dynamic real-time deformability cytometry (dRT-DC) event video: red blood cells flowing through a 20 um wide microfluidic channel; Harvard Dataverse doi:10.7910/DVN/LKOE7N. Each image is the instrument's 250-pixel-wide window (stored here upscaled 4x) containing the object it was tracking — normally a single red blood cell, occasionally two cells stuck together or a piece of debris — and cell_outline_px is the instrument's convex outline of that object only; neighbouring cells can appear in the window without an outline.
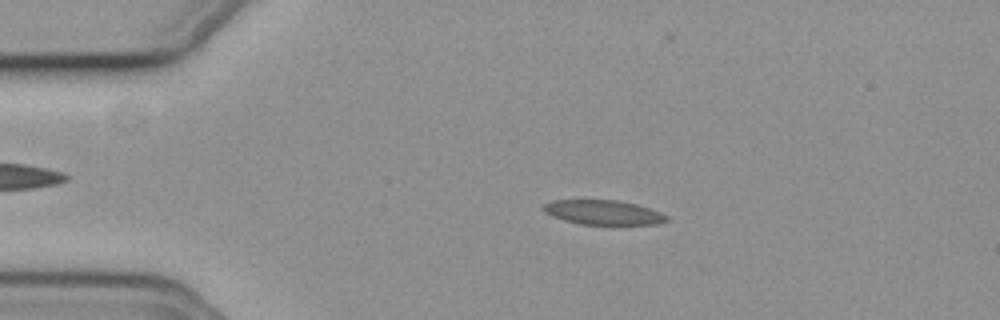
{"species": "common noctule bat (a hibernating species)", "species_latin": "Nyctalus noctula", "temperature_condition": "cold", "stored_images_in_passage": 20, "camera_frame_rate_fps": 3000, "um_per_image_px": 0.085, "animal": {"sex": "female", "body_mass_g": 19.3, "forearm_length_mm": 54.1}, "frame": {"image": 1, "passage_image": 11, "time_ms": 3.333, "image_size_px": [1000, 320], "cell_outline_px": [[668, 220], [656, 224], [580, 224], [564, 220], [552, 216], [544, 212], [540, 208], [544, 204], [552, 200], [616, 200], [636, 204], [660, 212], [668, 216]], "centroid_in_image_um": [51.23, 18.05], "position_along_channel_um": 33.8, "area_um2": 17.51}}
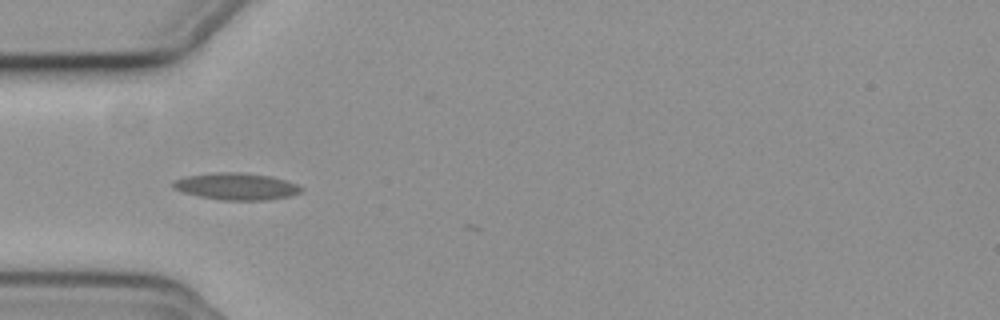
{"frame": {"image": 2, "passage_image": 17, "time_ms": 5.333, "image_size_px": [1000, 320], "cell_outline_px": [[304, 188], [300, 192], [288, 196], [268, 200], [220, 200], [200, 196], [184, 192], [172, 188], [172, 180], [184, 176], [216, 172], [240, 172], [272, 176], [296, 184]], "centroid_in_image_um": [20.05, 15.83], "position_along_channel_um": 65.0, "area_um2": 20.11}}